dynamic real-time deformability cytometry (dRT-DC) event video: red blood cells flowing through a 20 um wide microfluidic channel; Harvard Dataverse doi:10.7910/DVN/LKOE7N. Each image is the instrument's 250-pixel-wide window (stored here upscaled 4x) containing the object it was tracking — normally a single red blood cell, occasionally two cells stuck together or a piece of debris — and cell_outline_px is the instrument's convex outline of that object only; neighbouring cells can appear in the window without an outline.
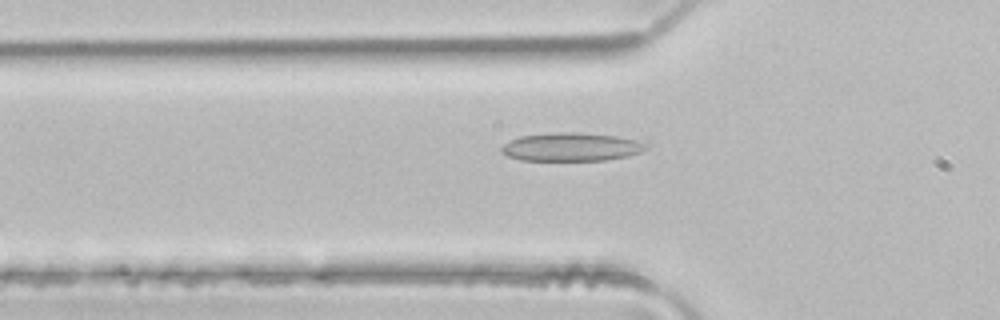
{"species": "common noctule bat (a hibernating species)", "species_latin": "Nyctalus noctula", "temperature_condition": "room temperature", "stored_images_in_passage": 49, "camera_frame_rate_fps": 3000, "um_per_image_px": 0.085, "animal": {"sex": "male", "body_mass_g": 21.5, "forearm_length_mm": 52.0}, "frame": {"image": 1, "passage_image": 16, "time_ms": 5.0, "image_size_px": [1000, 320], "cell_outline_px": [[648, 148], [640, 152], [628, 156], [604, 160], [520, 160], [508, 156], [500, 152], [500, 148], [504, 144], [520, 136], [556, 132], [576, 132], [616, 136], [636, 140], [648, 144]], "centroid_in_image_um": [48.56, 12.49], "position_along_channel_um": 77.2, "area_um2": 23.81}}
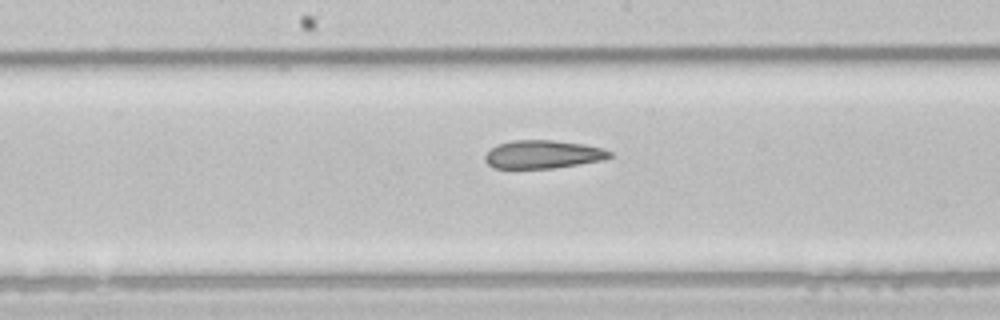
{"frame": {"image": 2, "passage_image": 25, "time_ms": 8.0, "image_size_px": [1000, 320], "cell_outline_px": [[612, 156], [604, 160], [552, 168], [492, 168], [484, 160], [484, 156], [496, 144], [512, 140], [552, 140], [584, 144], [604, 148], [612, 152]], "centroid_in_image_um": [46.15, 13.11], "position_along_channel_um": 202.0, "area_um2": 20.58}}
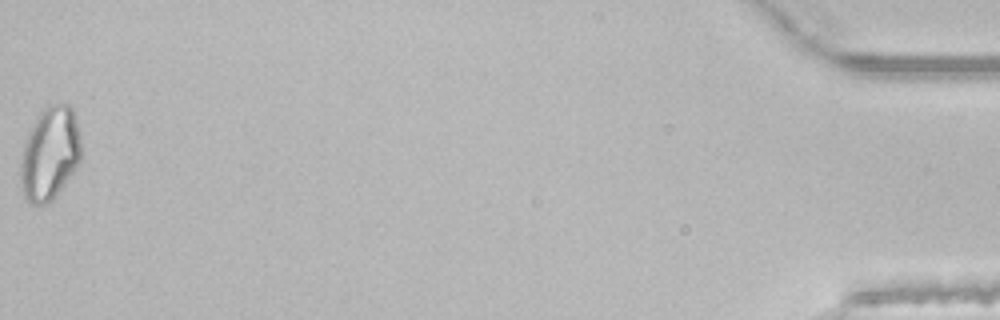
{"frame": {"image": 3, "passage_image": 49, "time_ms": 16.0, "image_size_px": [1000, 320], "cell_outline_px": [[80, 160], [76, 168], [52, 200], [48, 204], [32, 204], [24, 196], [20, 180], [20, 160], [24, 144], [28, 132], [36, 116], [48, 104], [68, 104], [72, 108], [80, 136]], "centroid_in_image_um": [4.21, 13.04], "position_along_channel_um": 431.0, "area_um2": 32.83}, "authors_computed_cell_mechanics": {"area_um2": 24.565, "velocity_mm_per_s": 4.1233, "shape_relaxation_time_tau1_ms": 10.8203, "shape_relaxation_time_tau2_ms": 3.5616, "deformation_change_tau1": 0.2201, "deformation_change_tau2": 0.1281}}